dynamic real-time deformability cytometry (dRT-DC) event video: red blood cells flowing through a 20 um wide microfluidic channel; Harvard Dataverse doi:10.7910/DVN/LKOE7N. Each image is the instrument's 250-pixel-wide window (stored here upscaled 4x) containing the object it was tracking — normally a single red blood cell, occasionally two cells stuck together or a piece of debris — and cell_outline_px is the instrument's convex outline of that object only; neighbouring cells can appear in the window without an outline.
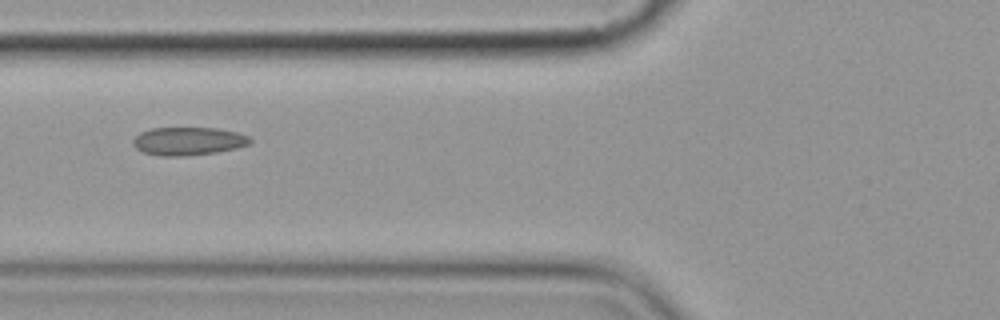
{"species": "common noctule bat (a hibernating species)", "species_latin": "Nyctalus noctula", "temperature_condition": "cold", "stored_images_in_passage": 13, "camera_frame_rate_fps": 3000, "um_per_image_px": 0.085, "animal": {"sex": "female", "body_mass_g": 19.9}, "frame": {"image": 1, "passage_image": 4, "time_ms": 4.333, "image_size_px": [1000, 320], "cell_outline_px": [[252, 144], [236, 148], [216, 152], [188, 156], [160, 156], [144, 152], [136, 148], [132, 144], [132, 140], [140, 132], [152, 128], [216, 128], [236, 132], [248, 136], [252, 140]], "centroid_in_image_um": [16.0, 12.0], "position_along_channel_um": 109.8, "area_um2": 19.25}}
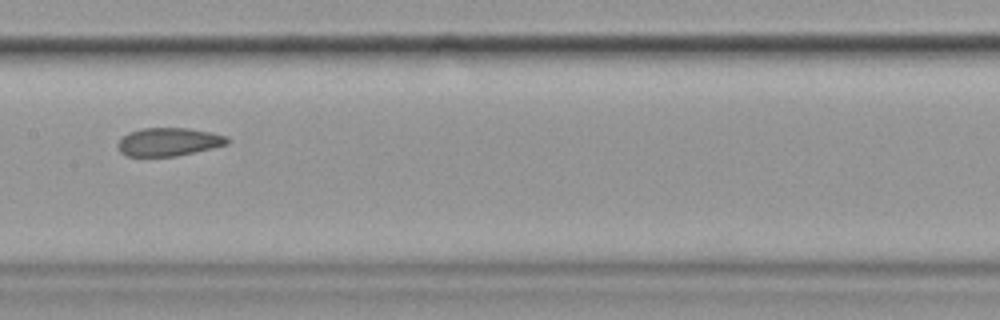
{"frame": {"image": 2, "passage_image": 6, "time_ms": 6.667, "image_size_px": [1000, 320], "cell_outline_px": [[232, 140], [228, 144], [212, 148], [176, 156], [124, 156], [120, 152], [116, 144], [128, 132], [144, 128], [188, 128], [212, 132], [228, 136]], "centroid_in_image_um": [14.36, 12.06], "position_along_channel_um": 193.0, "area_um2": 18.15}}
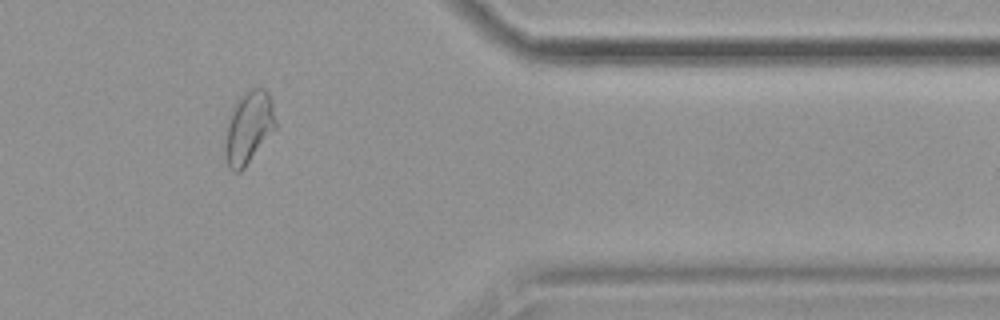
{"frame": {"image": 3, "passage_image": 11, "time_ms": 12.667, "image_size_px": [1000, 320], "cell_outline_px": [[276, 128], [244, 168], [240, 172], [232, 172], [228, 168], [224, 152], [224, 144], [228, 112], [240, 96], [244, 92], [252, 88], [264, 88], [268, 92], [272, 100], [276, 120]], "centroid_in_image_um": [21.1, 10.83], "position_along_channel_um": 390.3, "area_um2": 21.79}, "authors_computed_cell_mechanics": {"area_um2": 19.4208, "velocity_mm_per_s": 3.5763, "shape_relaxation_time_tau1_ms": null, "shape_relaxation_time_tau2_ms": 2.6699, "deformation_change_tau1": null, "deformation_change_tau2": 0.084}}